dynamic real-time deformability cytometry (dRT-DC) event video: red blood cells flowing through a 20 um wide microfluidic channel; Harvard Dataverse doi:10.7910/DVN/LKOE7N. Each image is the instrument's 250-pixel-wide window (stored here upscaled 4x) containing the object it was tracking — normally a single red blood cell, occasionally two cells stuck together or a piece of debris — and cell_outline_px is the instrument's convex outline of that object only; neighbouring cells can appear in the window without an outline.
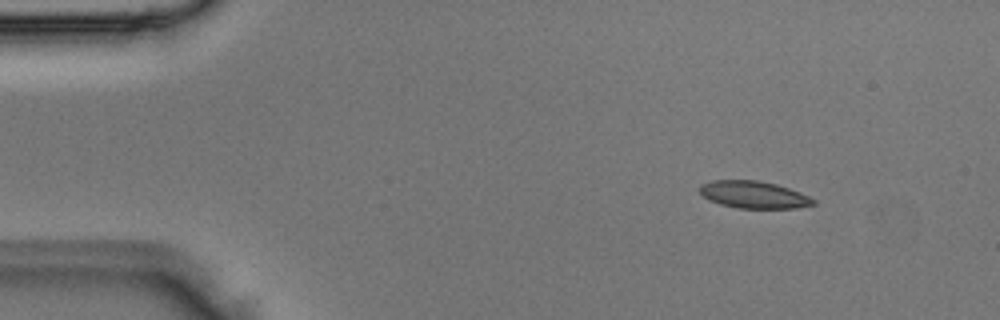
{"species": "Egyptian fruit bat (a non-hibernating species)", "species_latin": "Rousettus aegyptiacus", "temperature_condition": "room temperature", "stored_images_in_passage": 2, "camera_frame_rate_fps": 3000, "um_per_image_px": 0.085, "animal": {"sex": "male"}, "frame": {"image": 1, "passage_image": 2, "time_ms": 0.333, "image_size_px": [1000, 320], "cell_outline_px": [[816, 204], [796, 208], [736, 208], [720, 204], [708, 200], [700, 192], [700, 184], [712, 180], [760, 180], [776, 184], [800, 192], [816, 200]], "centroid_in_image_um": [64.06, 16.54], "position_along_channel_um": 20.9, "area_um2": 18.09}}